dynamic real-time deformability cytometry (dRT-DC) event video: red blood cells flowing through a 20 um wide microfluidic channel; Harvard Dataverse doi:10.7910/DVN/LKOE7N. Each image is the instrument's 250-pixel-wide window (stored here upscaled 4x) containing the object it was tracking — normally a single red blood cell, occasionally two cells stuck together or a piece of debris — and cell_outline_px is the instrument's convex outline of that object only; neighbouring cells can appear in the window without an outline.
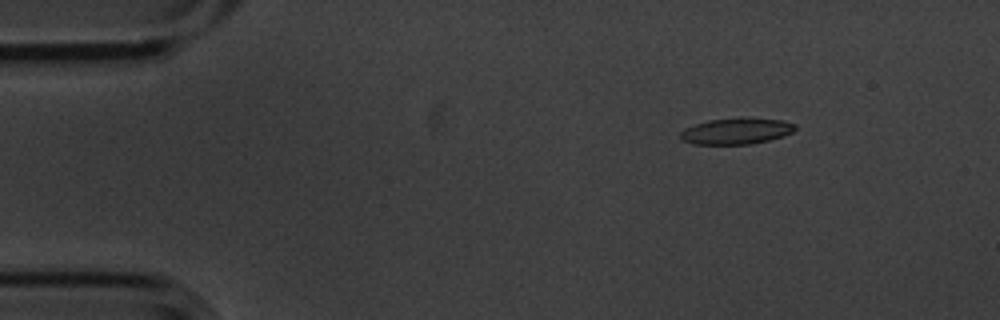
{"species": "common noctule bat (a hibernating species)", "species_latin": "Nyctalus noctula", "temperature_condition": "cold", "stored_images_in_passage": 8, "camera_frame_rate_fps": 3000, "um_per_image_px": 0.085, "animal": {"sex": "male", "body_mass_g": 20.1, "forearm_length_mm": 53.5}, "frame": {"image": 1, "passage_image": 3, "time_ms": 0.667, "image_size_px": [1000, 320], "cell_outline_px": [[796, 128], [792, 132], [784, 136], [768, 140], [748, 144], [696, 144], [680, 140], [680, 132], [684, 128], [708, 120], [784, 120], [796, 124]], "centroid_in_image_um": [62.55, 11.18], "position_along_channel_um": 22.4, "area_um2": 16.76}}
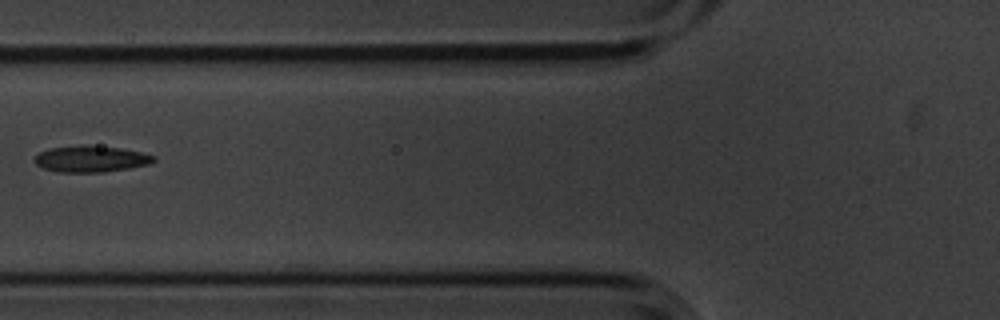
{"frame": {"image": 2, "passage_image": 7, "time_ms": 2.0, "image_size_px": [1000, 320], "cell_outline_px": [[156, 160], [152, 164], [128, 168], [100, 172], [60, 172], [44, 168], [36, 164], [32, 160], [40, 152], [48, 148], [80, 144], [88, 144], [120, 148], [140, 152], [156, 156]], "centroid_in_image_um": [7.72, 13.49], "position_along_channel_um": 118.1, "area_um2": 18.5}}
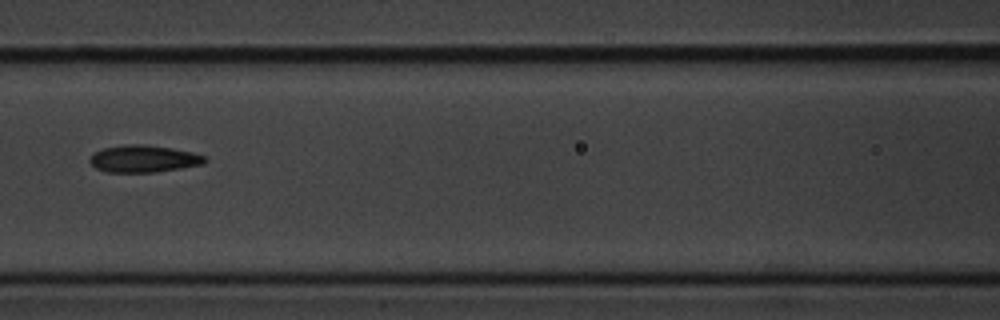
{"frame": {"image": 3, "passage_image": 8, "time_ms": 2.333, "image_size_px": [1000, 320], "cell_outline_px": [[208, 160], [204, 164], [156, 172], [104, 172], [96, 168], [88, 160], [96, 152], [104, 148], [124, 144], [144, 144], [172, 148], [192, 152], [204, 156]], "centroid_in_image_um": [12.22, 13.49], "position_along_channel_um": 154.4, "area_um2": 18.15}}